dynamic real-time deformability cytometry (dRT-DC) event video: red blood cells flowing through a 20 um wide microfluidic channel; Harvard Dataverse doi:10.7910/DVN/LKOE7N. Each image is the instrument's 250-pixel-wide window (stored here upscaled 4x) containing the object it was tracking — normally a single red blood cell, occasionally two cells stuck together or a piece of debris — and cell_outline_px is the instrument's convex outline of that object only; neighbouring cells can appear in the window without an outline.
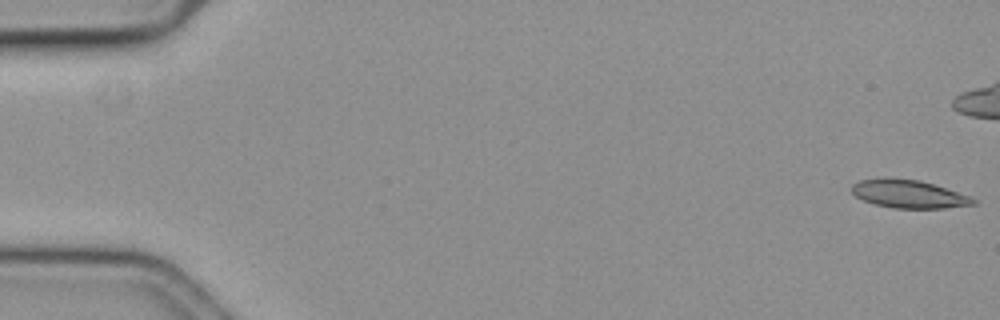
{"species": "common noctule bat (a hibernating species)", "species_latin": "Nyctalus noctula", "temperature_condition": "cold", "stored_images_in_passage": 46, "camera_frame_rate_fps": 3000, "um_per_image_px": 0.085, "animal": {"sex": "female", "body_mass_g": 19.3, "forearm_length_mm": 54.1}, "frame": {"image": 1, "passage_image": 1, "time_ms": 0.0, "image_size_px": [1000, 320], "cell_outline_px": [[976, 204], [944, 208], [892, 208], [876, 204], [864, 200], [856, 196], [852, 192], [852, 184], [860, 180], [920, 180], [968, 196], [976, 200]], "centroid_in_image_um": [77.26, 16.53], "position_along_channel_um": 7.7, "area_um2": 18.96}}
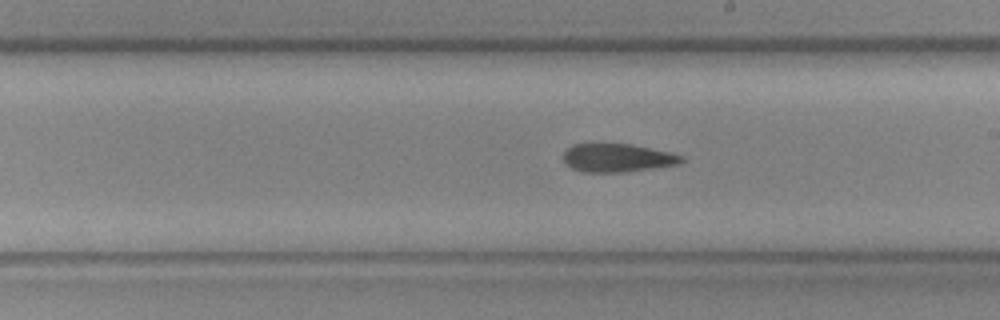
{"frame": {"image": 2, "passage_image": 33, "time_ms": 10.667, "image_size_px": [1000, 320], "cell_outline_px": [[684, 160], [680, 164], [628, 172], [580, 172], [572, 168], [564, 160], [564, 152], [572, 144], [628, 144], [668, 152], [680, 156]], "centroid_in_image_um": [52.46, 13.43], "position_along_channel_um": 236.5, "area_um2": 19.25}}
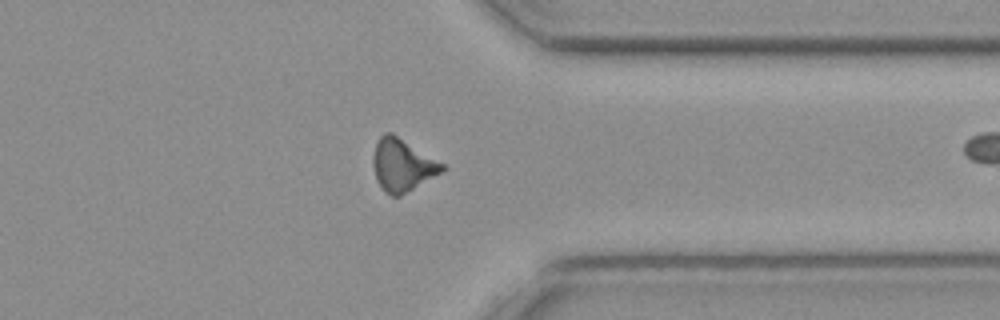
{"frame": {"image": 3, "passage_image": 45, "time_ms": 14.667, "image_size_px": [1000, 320], "cell_outline_px": [[448, 168], [400, 196], [392, 196], [384, 192], [376, 180], [372, 164], [372, 156], [376, 144], [380, 136], [384, 132], [392, 132], [444, 164]], "centroid_in_image_um": [34.17, 14.02], "position_along_channel_um": 377.2, "area_um2": 21.1}}